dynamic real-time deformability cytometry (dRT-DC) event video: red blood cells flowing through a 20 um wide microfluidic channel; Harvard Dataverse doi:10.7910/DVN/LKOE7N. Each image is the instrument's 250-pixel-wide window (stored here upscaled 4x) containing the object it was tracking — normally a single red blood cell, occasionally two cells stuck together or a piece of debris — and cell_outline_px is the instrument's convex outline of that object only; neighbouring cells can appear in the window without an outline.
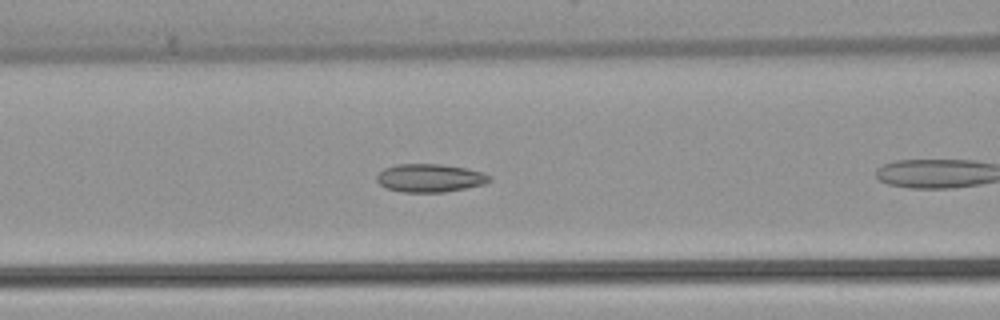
{"species": "common noctule bat (a hibernating species)", "species_latin": "Nyctalus noctula", "temperature_condition": "warm", "stored_images_in_passage": 27, "camera_frame_rate_fps": 3000, "um_per_image_px": 0.085, "animal": {"sex": "female", "body_mass_g": 22.7, "forearm_length_mm": 54.2}, "frame": {"image": 1, "passage_image": 8, "time_ms": 2.333, "image_size_px": [1000, 320], "cell_outline_px": [[492, 180], [484, 184], [444, 192], [404, 192], [388, 188], [380, 184], [376, 180], [376, 176], [384, 168], [396, 164], [440, 164], [464, 168], [484, 172], [492, 176]], "centroid_in_image_um": [36.56, 15.12], "position_along_channel_um": 130.0, "area_um2": 18.44}}
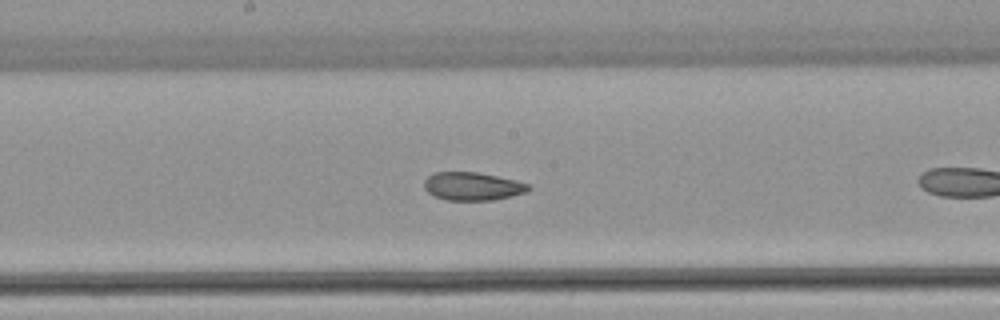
{"frame": {"image": 2, "passage_image": 14, "time_ms": 4.333, "image_size_px": [1000, 320], "cell_outline_px": [[532, 188], [528, 192], [512, 196], [492, 200], [448, 200], [436, 196], [428, 192], [424, 188], [424, 180], [428, 176], [436, 172], [476, 172], [516, 180], [532, 184]], "centroid_in_image_um": [40.22, 15.83], "position_along_channel_um": 208.0, "area_um2": 17.17}}
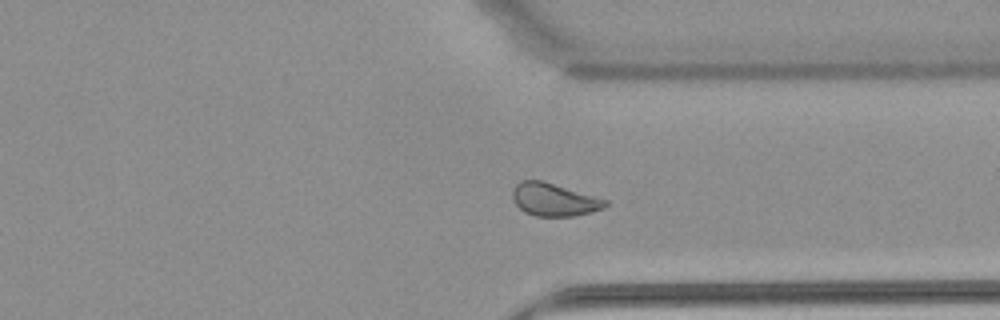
{"frame": {"image": 3, "passage_image": 26, "time_ms": 8.333, "image_size_px": [1000, 320], "cell_outline_px": [[608, 204], [604, 208], [592, 212], [576, 216], [536, 216], [524, 212], [516, 204], [512, 196], [512, 192], [516, 184], [520, 180], [544, 180], [608, 200]], "centroid_in_image_um": [47.11, 16.96], "position_along_channel_um": 364.3, "area_um2": 17.92}}